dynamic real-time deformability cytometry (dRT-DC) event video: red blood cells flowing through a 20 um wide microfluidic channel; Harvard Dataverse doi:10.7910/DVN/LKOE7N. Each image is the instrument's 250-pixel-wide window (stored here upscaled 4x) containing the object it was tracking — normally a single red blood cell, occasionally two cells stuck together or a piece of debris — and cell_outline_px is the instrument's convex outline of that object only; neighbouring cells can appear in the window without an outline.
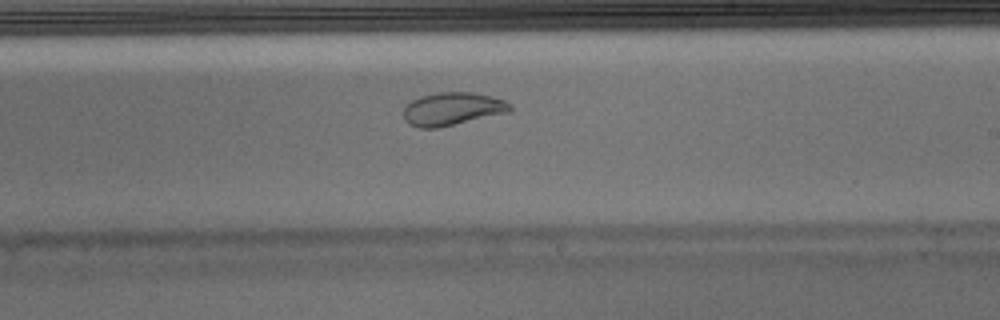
{"species": "Egyptian fruit bat (a non-hibernating species)", "species_latin": "Rousettus aegyptiacus", "temperature_condition": "warm", "stored_images_in_passage": 38, "camera_frame_rate_fps": 3000, "um_per_image_px": 0.085, "animal": {"sex": "male"}, "frame": {"image": 1, "passage_image": 17, "time_ms": 5.333, "image_size_px": [1000, 320], "cell_outline_px": [[512, 108], [508, 112], [436, 128], [420, 128], [408, 124], [404, 120], [404, 108], [412, 100], [420, 96], [436, 92], [472, 92], [492, 96], [504, 100], [512, 104]], "centroid_in_image_um": [38.43, 9.24], "position_along_channel_um": 250.6, "area_um2": 20.4}, "authors_computed_cell_mechanics": {"area_um2": 22.253, "velocity_mm_per_s": 3.9842, "shape_relaxation_time_tau1_ms": null, "shape_relaxation_time_tau2_ms": 0.9527, "deformation_change_tau1": null, "deformation_change_tau2": 0.0529}}